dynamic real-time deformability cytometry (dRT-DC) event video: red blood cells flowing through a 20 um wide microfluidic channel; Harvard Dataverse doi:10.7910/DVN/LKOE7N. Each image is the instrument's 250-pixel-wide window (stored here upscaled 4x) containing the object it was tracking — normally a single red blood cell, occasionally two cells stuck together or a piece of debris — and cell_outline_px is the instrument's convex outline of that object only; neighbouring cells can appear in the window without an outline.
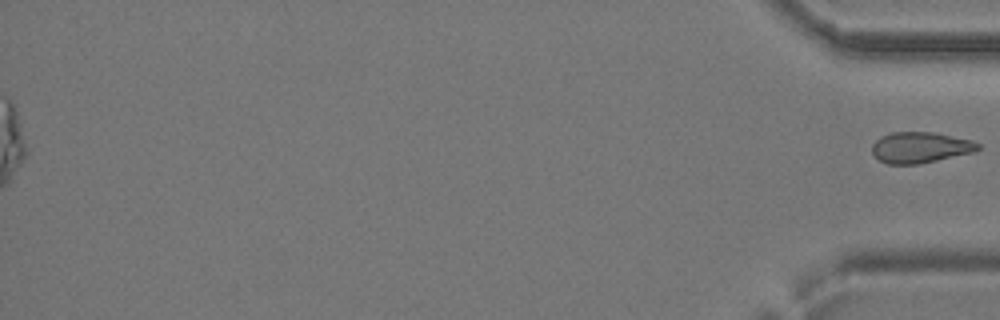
{"species": "common noctule bat (a hibernating species)", "species_latin": "Nyctalus noctula", "temperature_condition": "cold", "stored_images_in_passage": 34, "segment_of_instrument_passage": [2, 2], "camera_frame_rate_fps": 3000, "um_per_image_px": 0.085, "animal": {"sex": "female", "body_mass_g": 24.6, "forearm_length_mm": 56.2}, "frame": {"image": 1, "passage_image": 34, "time_ms": 11.0, "image_size_px": [1000, 320], "cell_outline_px": [[980, 148], [972, 152], [920, 164], [888, 164], [880, 160], [872, 152], [872, 144], [880, 136], [892, 132], [936, 132], [972, 140], [980, 144]], "centroid_in_image_um": [78.22, 12.52], "position_along_channel_um": 357.0, "area_um2": 19.07}}